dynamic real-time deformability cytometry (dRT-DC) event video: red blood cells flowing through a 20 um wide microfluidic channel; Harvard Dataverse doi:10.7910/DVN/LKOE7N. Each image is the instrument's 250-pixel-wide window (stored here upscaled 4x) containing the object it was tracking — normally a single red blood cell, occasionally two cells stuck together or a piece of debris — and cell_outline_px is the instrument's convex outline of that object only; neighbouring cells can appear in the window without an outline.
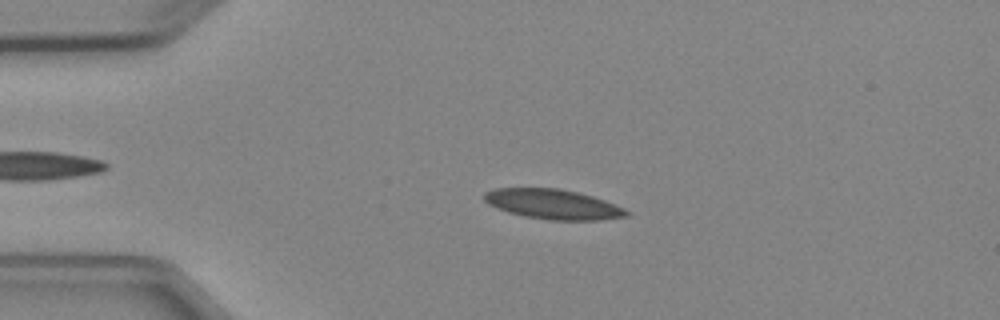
{"species": "Egyptian fruit bat (a non-hibernating species)", "species_latin": "Rousettus aegyptiacus", "temperature_condition": "cold", "stored_images_in_passage": 4, "camera_frame_rate_fps": 3000, "um_per_image_px": 0.085, "animal": {"sex": "female"}, "frame": {"image": 1, "passage_image": 3, "time_ms": 2.333, "image_size_px": [1000, 320], "cell_outline_px": [[628, 216], [600, 220], [552, 220], [524, 216], [508, 212], [496, 208], [488, 204], [484, 200], [484, 192], [496, 188], [560, 188], [592, 196], [604, 200], [624, 208], [628, 212]], "centroid_in_image_um": [46.98, 17.36], "position_along_channel_um": 38.0, "area_um2": 24.68}}